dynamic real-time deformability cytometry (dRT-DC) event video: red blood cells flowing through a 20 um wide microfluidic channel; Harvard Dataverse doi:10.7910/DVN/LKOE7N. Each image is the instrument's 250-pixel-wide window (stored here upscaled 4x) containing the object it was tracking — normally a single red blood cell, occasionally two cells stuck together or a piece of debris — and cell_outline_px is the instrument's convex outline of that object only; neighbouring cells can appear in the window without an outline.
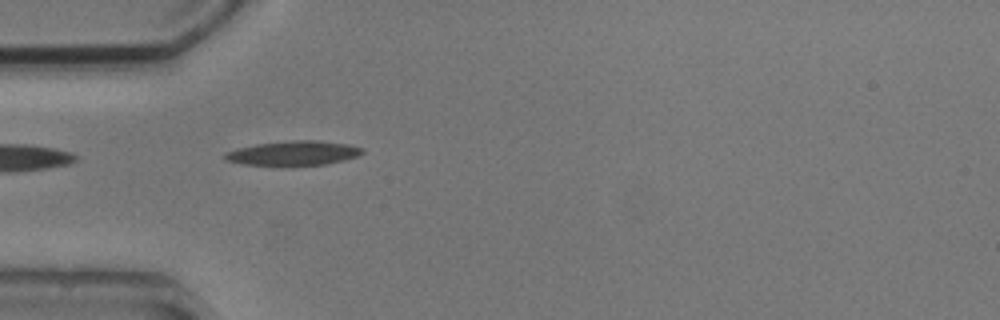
{"species": "common noctule bat (a hibernating species)", "species_latin": "Nyctalus noctula", "temperature_condition": "cold", "stored_images_in_passage": 3, "camera_frame_rate_fps": 3000, "um_per_image_px": 0.085, "animal": {"sex": "male", "body_mass_g": 20.5, "forearm_length_mm": 52.5}, "frame": {"image": 1, "passage_image": 1, "time_ms": 0.0, "image_size_px": [1000, 320], "cell_outline_px": [[364, 152], [356, 156], [344, 160], [324, 164], [244, 164], [228, 160], [224, 156], [224, 152], [236, 148], [256, 144], [292, 140], [316, 140], [348, 144], [364, 148]], "centroid_in_image_um": [24.96, 12.99], "position_along_channel_um": 60.0, "area_um2": 19.07}}